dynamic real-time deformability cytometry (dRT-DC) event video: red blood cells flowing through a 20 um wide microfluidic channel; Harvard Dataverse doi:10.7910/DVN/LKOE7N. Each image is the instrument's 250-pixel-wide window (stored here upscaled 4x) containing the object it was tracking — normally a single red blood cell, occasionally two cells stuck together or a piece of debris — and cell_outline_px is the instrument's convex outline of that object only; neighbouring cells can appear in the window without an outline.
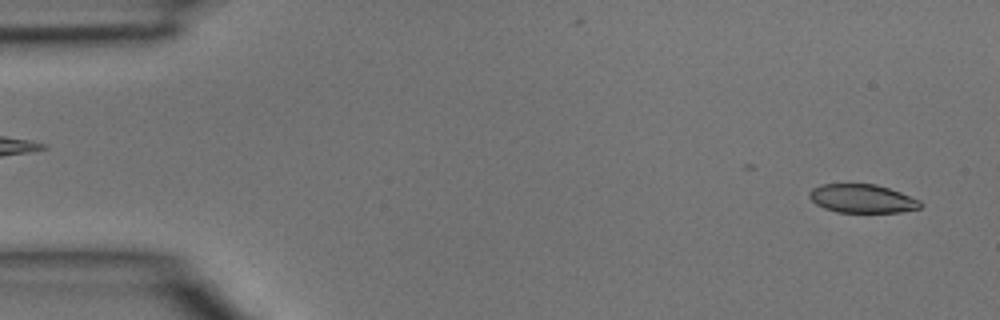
{"species": "common noctule bat (a hibernating species)", "species_latin": "Nyctalus noctula", "temperature_condition": "room temperature", "stored_images_in_passage": 3, "segment_of_instrument_passage": [2, 2], "camera_frame_rate_fps": 3000, "um_per_image_px": 0.085, "animal": {"sex": "male", "body_mass_g": 15.6}, "frame": {"image": 1, "passage_image": 3, "time_ms": 0.667, "image_size_px": [1000, 320], "cell_outline_px": [[924, 204], [920, 208], [900, 212], [836, 212], [824, 208], [816, 204], [808, 196], [808, 192], [812, 188], [820, 184], [876, 184], [900, 192], [920, 200]], "centroid_in_image_um": [73.28, 16.88], "position_along_channel_um": 11.7, "area_um2": 18.55}}